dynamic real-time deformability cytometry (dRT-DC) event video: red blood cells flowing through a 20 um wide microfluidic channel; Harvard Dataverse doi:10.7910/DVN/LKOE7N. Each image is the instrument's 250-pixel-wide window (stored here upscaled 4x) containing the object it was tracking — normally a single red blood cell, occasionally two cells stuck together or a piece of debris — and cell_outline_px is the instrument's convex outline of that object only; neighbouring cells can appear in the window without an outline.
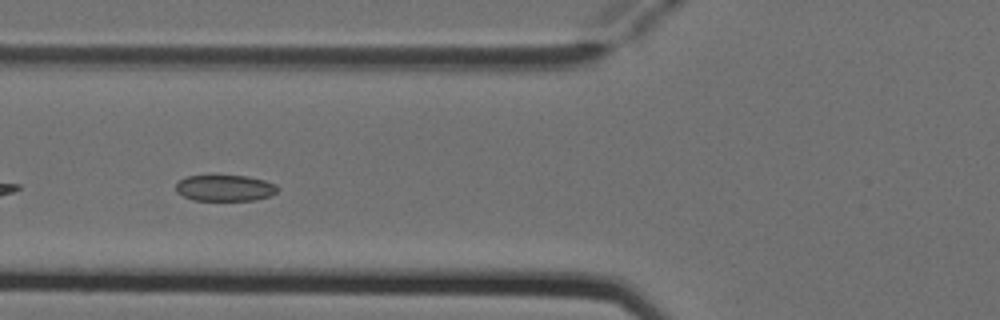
{"species": "Egyptian fruit bat (a non-hibernating species)", "species_latin": "Rousettus aegyptiacus", "temperature_condition": "cold", "stored_images_in_passage": 8, "camera_frame_rate_fps": 3000, "um_per_image_px": 0.085, "animal": {"sex": "female"}, "frame": {"image": 1, "passage_image": 6, "time_ms": 1.667, "image_size_px": [1000, 320], "cell_outline_px": [[280, 188], [276, 192], [268, 196], [256, 200], [192, 200], [176, 192], [176, 184], [180, 180], [188, 176], [248, 176], [264, 180], [276, 184]], "centroid_in_image_um": [19.14, 15.98], "position_along_channel_um": 106.7, "area_um2": 15.43}}
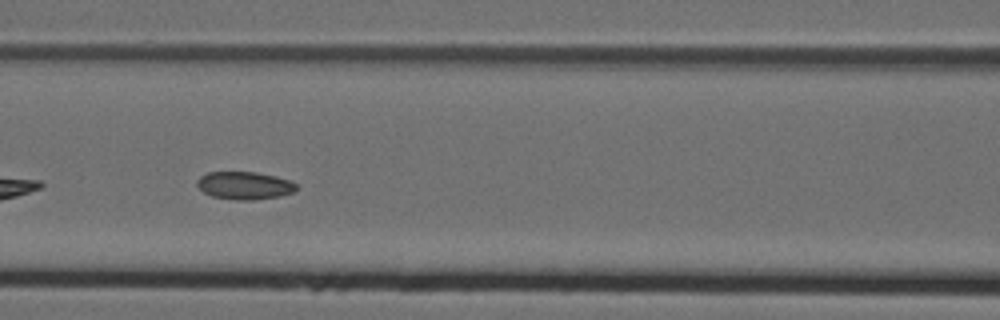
{"frame": {"image": 2, "passage_image": 7, "time_ms": 2.0, "image_size_px": [1000, 320], "cell_outline_px": [[296, 188], [292, 192], [280, 196], [252, 200], [236, 200], [212, 196], [204, 192], [196, 184], [196, 180], [200, 176], [208, 172], [256, 172], [276, 176], [288, 180], [296, 184]], "centroid_in_image_um": [20.75, 15.76], "position_along_channel_um": 145.8, "area_um2": 15.95}}
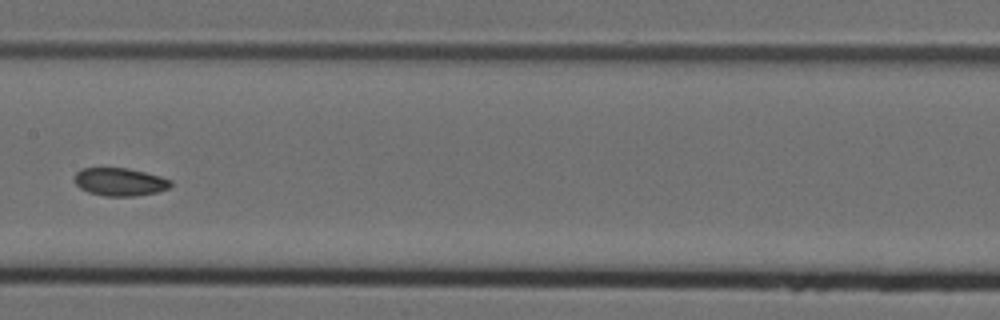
{"frame": {"image": 3, "passage_image": 8, "time_ms": 2.333, "image_size_px": [1000, 320], "cell_outline_px": [[172, 184], [168, 188], [156, 192], [132, 196], [104, 196], [88, 192], [80, 188], [76, 184], [76, 172], [80, 168], [128, 168], [160, 176], [172, 180]], "centroid_in_image_um": [10.19, 15.45], "position_along_channel_um": 197.2, "area_um2": 15.55}}